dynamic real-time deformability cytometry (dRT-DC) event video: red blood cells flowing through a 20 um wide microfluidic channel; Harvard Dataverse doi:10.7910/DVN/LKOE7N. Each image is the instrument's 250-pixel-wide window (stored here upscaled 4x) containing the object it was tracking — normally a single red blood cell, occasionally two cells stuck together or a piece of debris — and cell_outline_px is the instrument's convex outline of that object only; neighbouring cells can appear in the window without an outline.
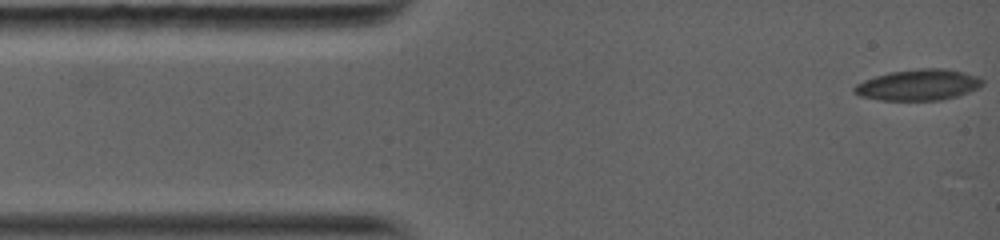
{"species": "common noctule bat (a hibernating species)", "species_latin": "Nyctalus noctula", "temperature_condition": "warm", "stored_images_in_passage": 3, "camera_frame_rate_fps": 5000, "um_per_image_px": 0.085, "animal": {"sex": "female", "body_mass_g": 19.0, "forearm_length_mm": 56.7}, "frame": {"image": 1, "passage_image": 1, "time_ms": 0.0, "image_size_px": [1000, 240], "cell_outline_px": [[984, 84], [980, 88], [956, 96], [940, 100], [880, 100], [860, 96], [852, 92], [852, 88], [856, 84], [864, 80], [888, 72], [920, 68], [944, 68], [964, 72], [980, 76], [984, 80]], "centroid_in_image_um": [78.08, 7.21], "position_along_channel_um": 6.9, "area_um2": 23.41}}